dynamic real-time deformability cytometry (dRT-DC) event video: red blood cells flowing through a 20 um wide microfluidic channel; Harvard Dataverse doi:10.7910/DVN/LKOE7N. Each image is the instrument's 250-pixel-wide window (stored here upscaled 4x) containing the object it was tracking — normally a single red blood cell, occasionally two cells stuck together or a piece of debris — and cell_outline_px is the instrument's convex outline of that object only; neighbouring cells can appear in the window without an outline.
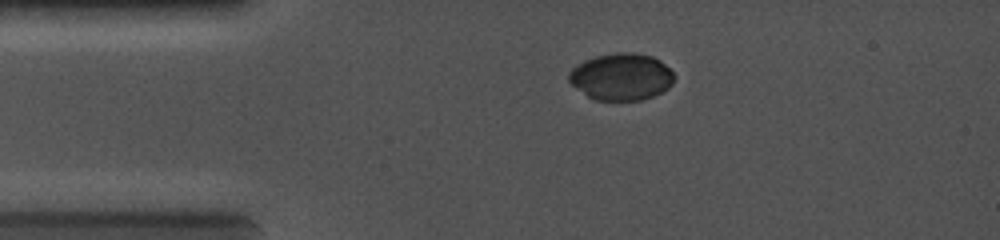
{"species": "common noctule bat (a hibernating species)", "species_latin": "Nyctalus noctula", "temperature_condition": "cold", "stored_images_in_passage": 41, "camera_frame_rate_fps": 5000, "um_per_image_px": 0.085, "animal": {"sex": "female", "body_mass_g": 19.0, "forearm_length_mm": 56.7}, "frame": {"image": 1, "passage_image": 1, "time_ms": 0.0, "image_size_px": [1000, 240], "cell_outline_px": [[676, 76], [672, 84], [668, 88], [652, 96], [640, 100], [596, 100], [588, 96], [572, 84], [568, 80], [568, 72], [572, 68], [584, 60], [596, 56], [616, 52], [636, 52], [652, 56], [660, 60]], "centroid_in_image_um": [52.82, 6.51], "position_along_channel_um": 32.2, "area_um2": 28.78}}
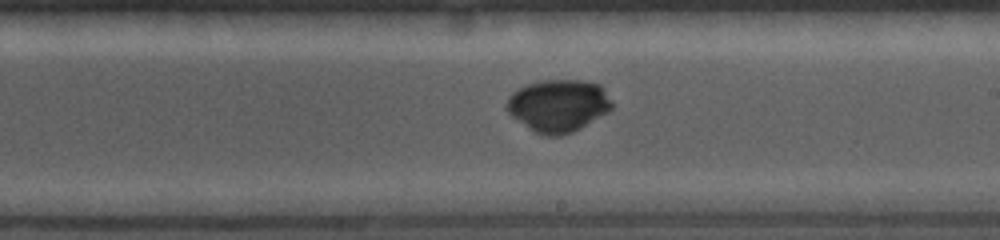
{"frame": {"image": 2, "passage_image": 22, "time_ms": 5.2, "image_size_px": [1000, 240], "cell_outline_px": [[612, 108], [608, 112], [580, 128], [572, 132], [560, 136], [544, 136], [528, 128], [512, 116], [508, 112], [508, 96], [512, 92], [528, 84], [544, 80], [584, 80], [600, 84], [604, 88], [612, 100]], "centroid_in_image_um": [47.49, 8.97], "position_along_channel_um": 241.5, "area_um2": 32.08}}
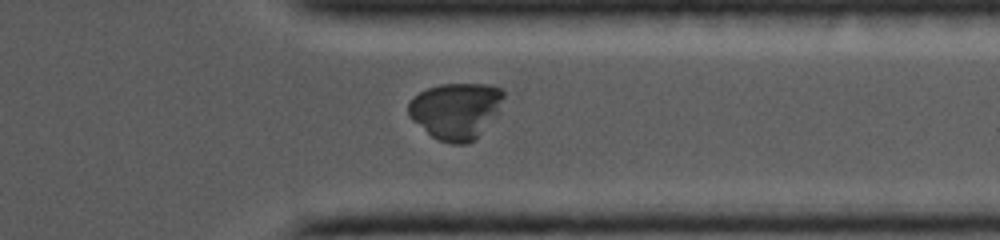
{"frame": {"image": 3, "passage_image": 36, "time_ms": 8.0, "image_size_px": [1000, 240], "cell_outline_px": [[504, 96], [496, 116], [476, 140], [468, 144], [452, 144], [440, 140], [432, 136], [412, 120], [408, 116], [408, 104], [412, 96], [428, 88], [440, 84], [488, 84], [504, 88]], "centroid_in_image_um": [38.76, 9.41], "position_along_channel_um": 372.6, "area_um2": 31.62}}